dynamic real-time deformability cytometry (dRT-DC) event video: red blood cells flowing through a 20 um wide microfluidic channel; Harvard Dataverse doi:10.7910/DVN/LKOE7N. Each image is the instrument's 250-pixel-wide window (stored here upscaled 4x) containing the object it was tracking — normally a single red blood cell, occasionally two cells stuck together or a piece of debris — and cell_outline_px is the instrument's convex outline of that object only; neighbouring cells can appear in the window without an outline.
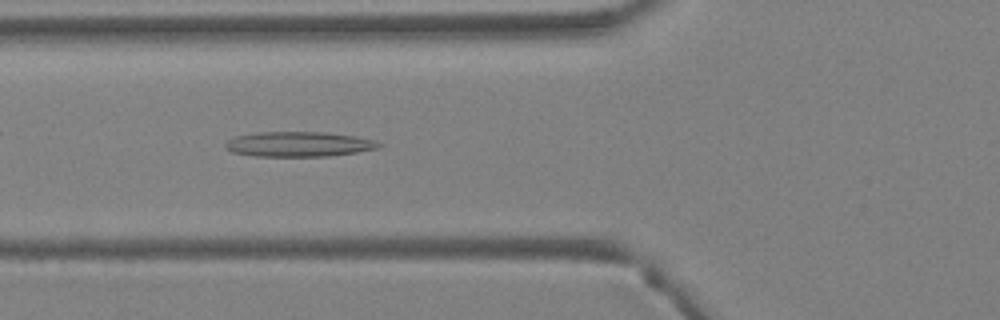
{"species": "Egyptian fruit bat (a non-hibernating species)", "species_latin": "Rousettus aegyptiacus", "temperature_condition": "warm", "stored_images_in_passage": 23, "camera_frame_rate_fps": 3000, "um_per_image_px": 0.085, "animal": {"sex": "female"}, "frame": {"image": 1, "passage_image": 5, "time_ms": 1.333, "image_size_px": [1000, 320], "cell_outline_px": [[384, 144], [380, 148], [356, 152], [328, 156], [252, 156], [232, 152], [224, 144], [228, 140], [236, 136], [260, 132], [324, 132], [356, 136], [376, 140]], "centroid_in_image_um": [25.45, 12.25], "position_along_channel_um": 100.4, "area_um2": 22.37}}
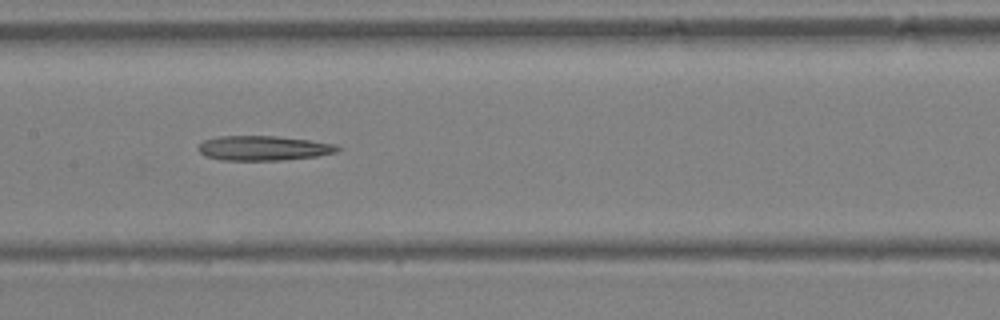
{"frame": {"image": 2, "passage_image": 10, "time_ms": 3.0, "image_size_px": [1000, 320], "cell_outline_px": [[344, 148], [336, 152], [316, 156], [284, 160], [220, 160], [204, 156], [196, 148], [204, 140], [220, 136], [276, 136], [308, 140], [336, 144]], "centroid_in_image_um": [22.4, 12.59], "position_along_channel_um": 185.0, "area_um2": 20.11}}
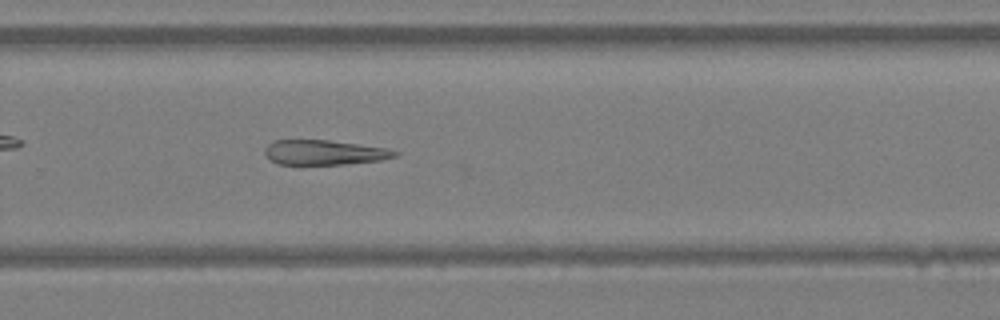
{"frame": {"image": 3, "passage_image": 17, "time_ms": 5.333, "image_size_px": [1000, 320], "cell_outline_px": [[400, 152], [396, 156], [380, 160], [344, 164], [280, 164], [272, 160], [264, 152], [264, 148], [272, 140], [328, 140], [388, 148]], "centroid_in_image_um": [27.57, 12.95], "position_along_channel_um": 302.2, "area_um2": 18.67}}